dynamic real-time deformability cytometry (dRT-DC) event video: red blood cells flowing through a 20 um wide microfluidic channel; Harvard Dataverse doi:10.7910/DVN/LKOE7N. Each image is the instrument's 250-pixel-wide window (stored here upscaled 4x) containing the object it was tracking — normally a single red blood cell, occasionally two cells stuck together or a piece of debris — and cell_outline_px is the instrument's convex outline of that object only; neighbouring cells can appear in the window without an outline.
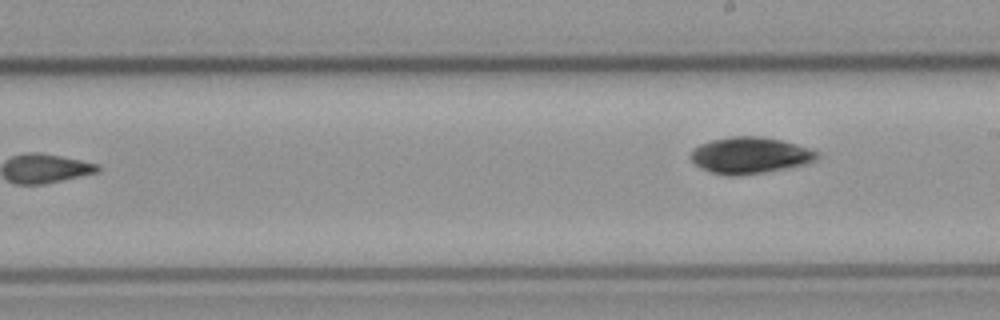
{"species": "common noctule bat (a hibernating species)", "species_latin": "Nyctalus noctula", "temperature_condition": "cold", "stored_images_in_passage": 8, "camera_frame_rate_fps": 3000, "um_per_image_px": 0.085, "animal": {"sex": "male", "body_mass_g": 23.1, "forearm_length_mm": 52.7}, "frame": {"image": 1, "passage_image": 8, "time_ms": 9.333, "image_size_px": [1000, 320], "cell_outline_px": [[820, 156], [816, 160], [804, 164], [788, 168], [764, 172], [736, 176], [728, 176], [712, 172], [696, 164], [692, 160], [692, 148], [700, 144], [712, 140], [732, 136], [760, 136], [780, 140], [796, 144], [820, 152]], "centroid_in_image_um": [63.78, 13.2], "position_along_channel_um": 225.2, "area_um2": 26.65}}